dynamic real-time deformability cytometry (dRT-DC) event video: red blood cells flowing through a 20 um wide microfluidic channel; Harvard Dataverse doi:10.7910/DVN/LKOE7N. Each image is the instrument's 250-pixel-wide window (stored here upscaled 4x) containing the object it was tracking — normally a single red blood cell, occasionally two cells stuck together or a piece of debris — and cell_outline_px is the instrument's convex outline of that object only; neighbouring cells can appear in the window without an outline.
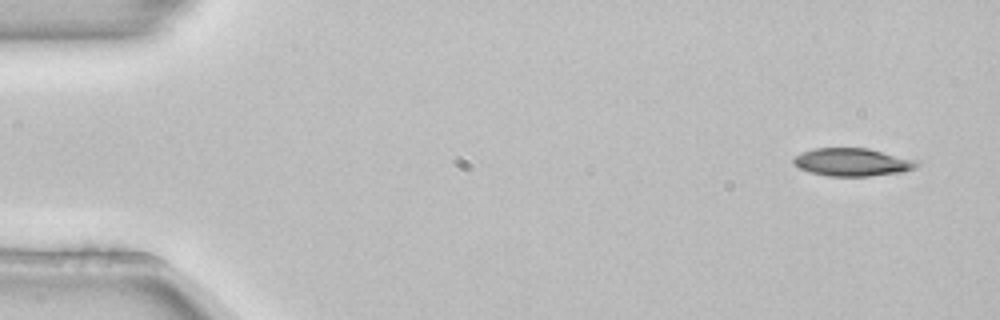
{"species": "common noctule bat (a hibernating species)", "species_latin": "Nyctalus noctula", "temperature_condition": "room temperature", "stored_images_in_passage": 3, "camera_frame_rate_fps": 3000, "um_per_image_px": 0.085, "animal": {"sex": "female", "body_mass_g": 22.7, "forearm_length_mm": 54.2}, "frame": {"image": 1, "passage_image": 1, "time_ms": 0.0, "image_size_px": [1000, 320], "cell_outline_px": [[920, 164], [916, 168], [904, 172], [868, 176], [828, 176], [812, 172], [800, 168], [792, 164], [792, 160], [796, 156], [804, 152], [816, 148], [868, 148], [920, 160]], "centroid_in_image_um": [72.53, 13.78], "position_along_channel_um": 12.5, "area_um2": 20.17}}